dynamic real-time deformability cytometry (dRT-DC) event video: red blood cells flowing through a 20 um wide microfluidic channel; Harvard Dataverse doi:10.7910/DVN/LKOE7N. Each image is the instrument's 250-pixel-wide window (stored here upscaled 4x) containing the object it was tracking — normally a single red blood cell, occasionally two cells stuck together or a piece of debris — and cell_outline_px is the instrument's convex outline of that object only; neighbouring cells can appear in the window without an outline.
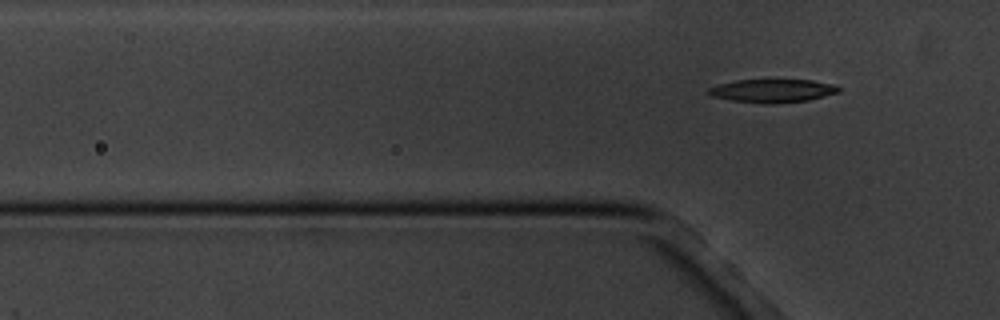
{"species": "common noctule bat (a hibernating species)", "species_latin": "Nyctalus noctula", "temperature_condition": "cold", "stored_images_in_passage": 7, "segment_of_instrument_passage": [2, 2], "camera_frame_rate_fps": 3000, "um_per_image_px": 0.085, "animal": {"sex": "male", "body_mass_g": 20.1, "forearm_length_mm": 53.5}, "frame": {"image": 1, "passage_image": 7, "time_ms": 7.667, "image_size_px": [1000, 320], "cell_outline_px": [[840, 92], [808, 100], [772, 104], [760, 104], [732, 100], [712, 96], [708, 92], [708, 88], [716, 84], [736, 80], [812, 80], [832, 84], [840, 88]], "centroid_in_image_um": [65.64, 7.72], "position_along_channel_um": 60.2, "area_um2": 17.69}}